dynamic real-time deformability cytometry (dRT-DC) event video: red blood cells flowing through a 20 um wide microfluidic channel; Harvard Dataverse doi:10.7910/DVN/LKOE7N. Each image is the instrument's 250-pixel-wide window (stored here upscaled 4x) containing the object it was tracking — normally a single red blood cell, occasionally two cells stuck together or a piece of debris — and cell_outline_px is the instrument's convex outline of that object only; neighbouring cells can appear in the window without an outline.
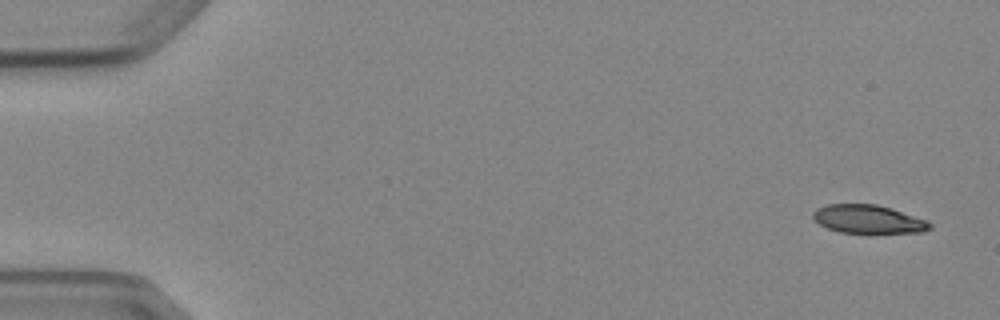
{"species": "Egyptian fruit bat (a non-hibernating species)", "species_latin": "Rousettus aegyptiacus", "temperature_condition": "cold", "stored_images_in_passage": 5, "camera_frame_rate_fps": 3000, "um_per_image_px": 0.085, "animal": {"sex": "female"}, "frame": {"image": 1, "passage_image": 1, "time_ms": 0.0, "image_size_px": [1000, 320], "cell_outline_px": [[932, 228], [924, 232], [840, 232], [828, 228], [820, 224], [812, 216], [812, 212], [816, 208], [828, 204], [876, 204], [892, 208], [924, 220], [932, 224]], "centroid_in_image_um": [73.78, 18.61], "position_along_channel_um": 11.2, "area_um2": 19.02}}
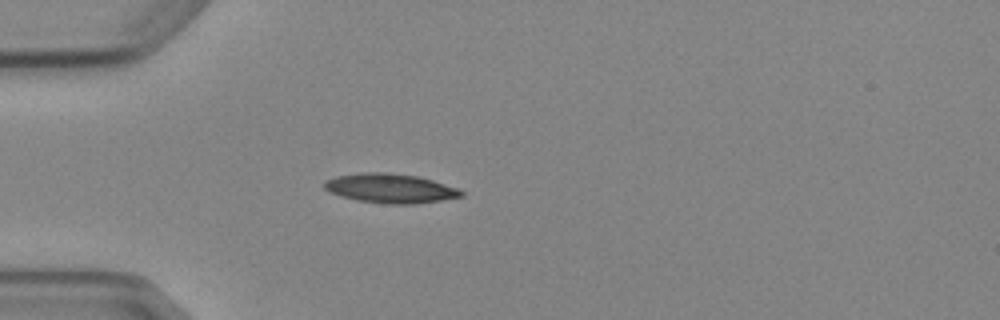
{"frame": {"image": 2, "passage_image": 4, "time_ms": 4.333, "image_size_px": [1000, 320], "cell_outline_px": [[464, 196], [416, 204], [388, 204], [356, 200], [340, 196], [324, 188], [324, 180], [336, 176], [364, 172], [388, 172], [416, 176], [432, 180], [460, 188], [464, 192]], "centroid_in_image_um": [33.2, 16.01], "position_along_channel_um": 51.8, "area_um2": 23.47}}